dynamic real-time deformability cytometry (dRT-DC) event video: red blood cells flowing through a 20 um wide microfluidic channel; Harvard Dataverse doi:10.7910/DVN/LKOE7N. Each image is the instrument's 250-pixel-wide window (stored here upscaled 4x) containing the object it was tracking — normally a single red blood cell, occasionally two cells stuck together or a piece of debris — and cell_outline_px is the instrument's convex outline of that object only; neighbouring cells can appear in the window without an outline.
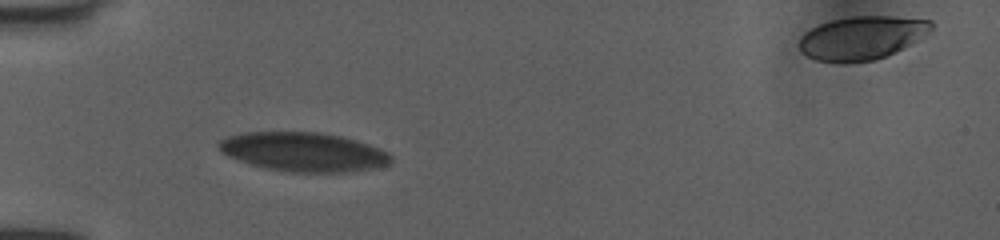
{"species": "human", "species_latin": "Homo sapiens", "temperature_condition": "room temperature", "stored_images_in_passage": 39, "camera_frame_rate_fps": 3000, "um_per_image_px": 0.085, "donor": {"sex": "female"}, "frame": {"image": 1, "passage_image": 3, "time_ms": 0.667, "image_size_px": [1000, 240], "cell_outline_px": [[392, 164], [376, 168], [352, 172], [288, 172], [264, 168], [228, 156], [216, 144], [220, 140], [228, 136], [244, 132], [320, 132], [340, 136], [356, 140], [380, 148], [388, 152], [392, 156]], "centroid_in_image_um": [25.85, 12.92], "position_along_channel_um": 59.1, "area_um2": 39.36}}
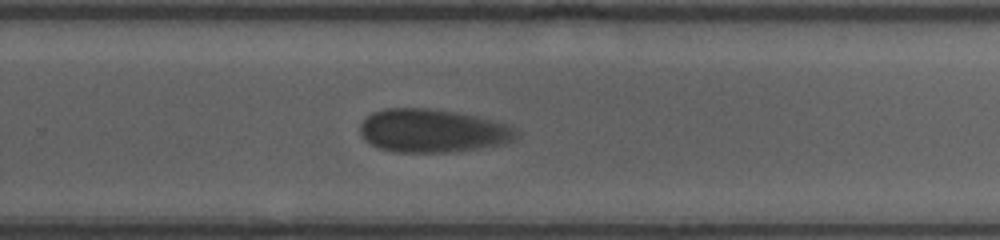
{"frame": {"image": 2, "passage_image": 22, "time_ms": 7.0, "image_size_px": [1000, 240], "cell_outline_px": [[520, 136], [508, 144], [452, 152], [392, 152], [380, 148], [364, 140], [360, 132], [360, 124], [372, 112], [384, 108], [428, 108], [456, 112], [476, 116], [512, 124], [520, 132]], "centroid_in_image_um": [36.85, 11.12], "position_along_channel_um": 293.0, "area_um2": 40.06}}
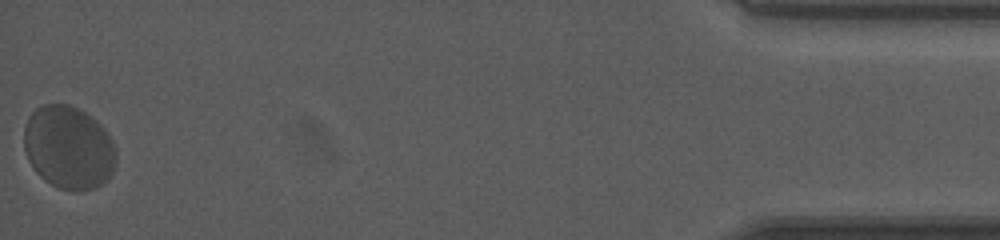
{"frame": {"image": 3, "passage_image": 39, "time_ms": 12.667, "image_size_px": [1000, 240], "cell_outline_px": [[116, 164], [112, 172], [100, 184], [92, 188], [60, 188], [44, 180], [36, 172], [28, 160], [24, 148], [24, 128], [28, 116], [36, 108], [44, 104], [68, 104], [92, 116], [104, 128], [112, 140], [116, 148]], "centroid_in_image_um": [5.82, 12.49], "position_along_channel_um": 429.4, "area_um2": 44.27}, "authors_computed_cell_mechanics": {"area_um2": 40.8068, "velocity_mm_per_s": 3.8595, "shape_relaxation_time_tau1_ms": 7.4461, "shape_relaxation_time_tau2_ms": null, "deformation_change_tau1": 0.0961, "deformation_change_tau2": null}}